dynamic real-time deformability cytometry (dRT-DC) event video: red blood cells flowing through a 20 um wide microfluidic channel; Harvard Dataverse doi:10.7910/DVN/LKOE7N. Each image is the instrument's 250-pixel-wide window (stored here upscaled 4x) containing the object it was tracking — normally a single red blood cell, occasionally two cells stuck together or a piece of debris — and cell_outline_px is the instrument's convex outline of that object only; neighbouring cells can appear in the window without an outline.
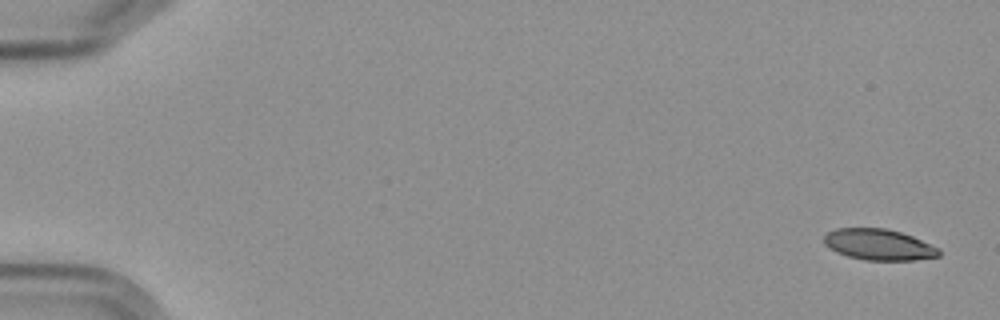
{"species": "Egyptian fruit bat (a non-hibernating species)", "species_latin": "Rousettus aegyptiacus", "temperature_condition": "cold", "stored_images_in_passage": 6, "segment_of_instrument_passage": [1, 2], "camera_frame_rate_fps": 3000, "um_per_image_px": 0.085, "frame": {"image": 1, "passage_image": 1, "time_ms": 0.0, "image_size_px": [1000, 320], "cell_outline_px": [[940, 256], [916, 260], [864, 260], [848, 256], [836, 252], [828, 248], [824, 244], [824, 236], [828, 232], [836, 228], [884, 228], [900, 232], [912, 236], [940, 248]], "centroid_in_image_um": [74.69, 20.79], "position_along_channel_um": 10.3, "area_um2": 20.87}}
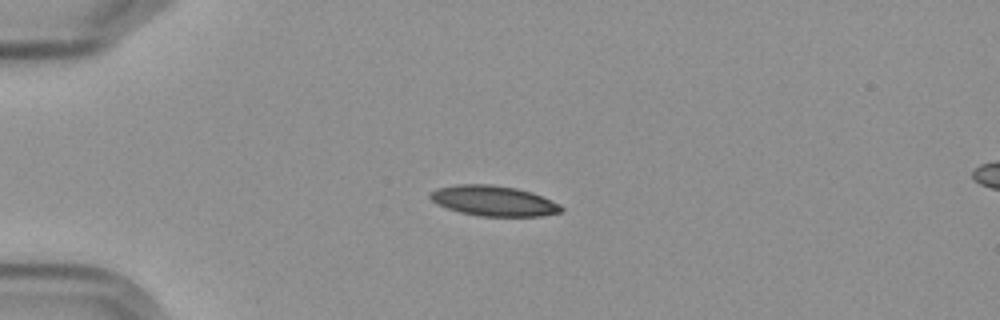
{"frame": {"image": 2, "passage_image": 4, "time_ms": 4.333, "image_size_px": [1000, 320], "cell_outline_px": [[564, 208], [560, 212], [540, 216], [480, 216], [460, 212], [436, 204], [428, 196], [428, 192], [436, 188], [460, 184], [492, 184], [516, 188], [532, 192], [560, 204]], "centroid_in_image_um": [41.93, 17.06], "position_along_channel_um": 43.1, "area_um2": 23.18}}